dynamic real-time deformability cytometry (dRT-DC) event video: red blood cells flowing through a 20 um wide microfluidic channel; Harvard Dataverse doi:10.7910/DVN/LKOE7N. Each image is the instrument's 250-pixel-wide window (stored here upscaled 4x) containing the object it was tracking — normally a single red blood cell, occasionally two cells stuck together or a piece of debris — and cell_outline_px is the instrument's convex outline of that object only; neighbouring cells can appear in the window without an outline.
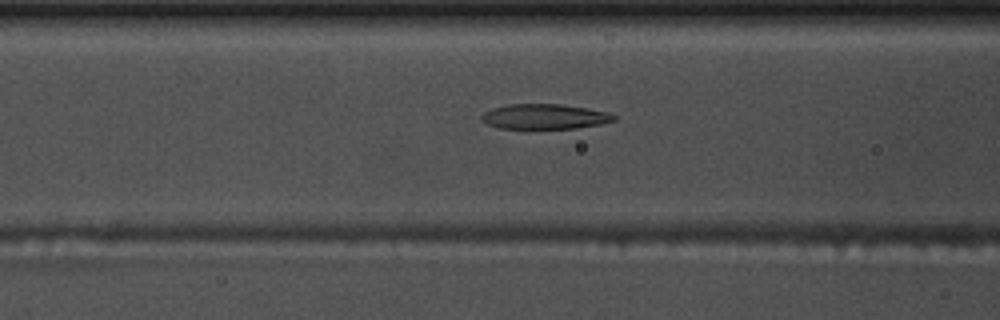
{"species": "common noctule bat (a hibernating species)", "species_latin": "Nyctalus noctula", "temperature_condition": "warm", "stored_images_in_passage": 45, "camera_frame_rate_fps": 3000, "um_per_image_px": 0.085, "animal": {"sex": "male", "body_mass_g": 17.5, "forearm_length_mm": 52.3}, "frame": {"image": 1, "passage_image": 13, "time_ms": 4.0, "image_size_px": [1000, 320], "cell_outline_px": [[616, 120], [600, 124], [576, 128], [500, 128], [488, 124], [480, 120], [480, 116], [484, 112], [492, 108], [508, 104], [560, 104], [588, 108], [608, 112], [616, 116]], "centroid_in_image_um": [46.28, 9.9], "position_along_channel_um": 120.3, "area_um2": 19.31}}
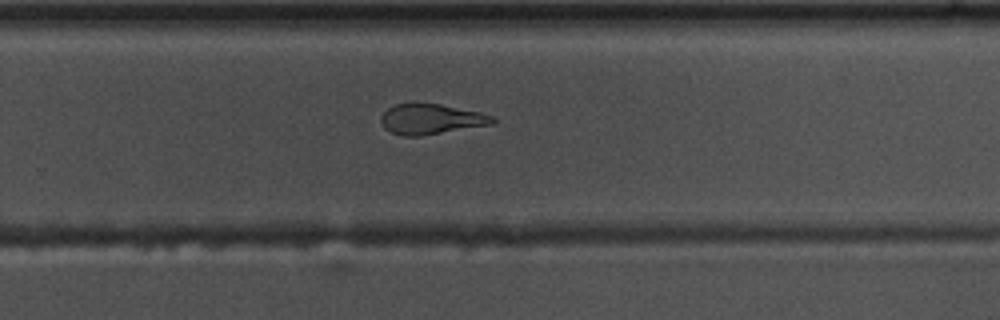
{"frame": {"image": 2, "passage_image": 27, "time_ms": 8.667, "image_size_px": [1000, 320], "cell_outline_px": [[496, 120], [492, 124], [420, 136], [404, 136], [392, 132], [384, 128], [380, 120], [380, 116], [388, 108], [396, 104], [440, 104], [480, 112], [492, 116]], "centroid_in_image_um": [36.62, 10.13], "position_along_channel_um": 293.2, "area_um2": 19.42}}
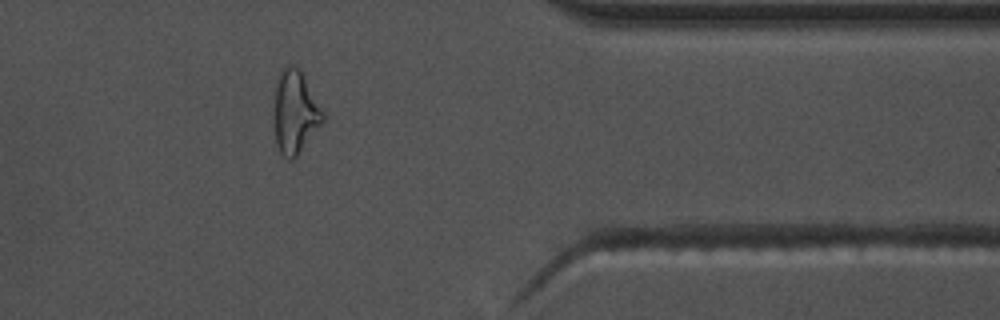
{"frame": {"image": 3, "passage_image": 36, "time_ms": 11.667, "image_size_px": [1000, 320], "cell_outline_px": [[324, 120], [296, 156], [292, 160], [288, 160], [280, 152], [276, 144], [276, 84], [280, 68], [288, 64], [296, 64], [300, 68], [324, 112]], "centroid_in_image_um": [25.1, 9.46], "position_along_channel_um": 386.3, "area_um2": 23.18}, "authors_computed_cell_mechanics": {"area_um2": 20.5768, "velocity_mm_per_s": 3.7138, "shape_relaxation_time_tau1_ms": null, "shape_relaxation_time_tau2_ms": 3.4152, "deformation_change_tau1": null, "deformation_change_tau2": 0.1442}}